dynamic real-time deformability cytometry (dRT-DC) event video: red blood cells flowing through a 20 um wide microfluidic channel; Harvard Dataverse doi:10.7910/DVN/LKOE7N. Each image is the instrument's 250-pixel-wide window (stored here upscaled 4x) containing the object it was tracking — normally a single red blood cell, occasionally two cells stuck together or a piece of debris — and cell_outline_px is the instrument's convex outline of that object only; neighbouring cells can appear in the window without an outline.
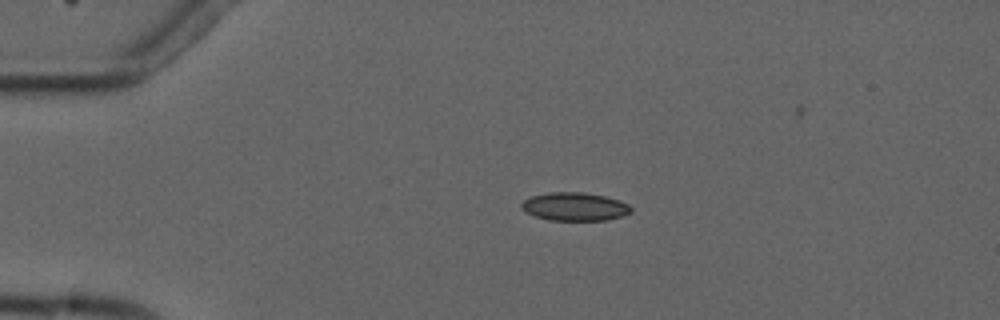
{"species": "common noctule bat (a hibernating species)", "species_latin": "Nyctalus noctula", "temperature_condition": "cold", "stored_images_in_passage": 5, "camera_frame_rate_fps": 3000, "um_per_image_px": 0.085, "animal": {"sex": "male", "forearm_length_mm": 52.5}, "frame": {"image": 1, "passage_image": 3, "time_ms": 2.333, "image_size_px": [1000, 320], "cell_outline_px": [[632, 212], [624, 216], [608, 220], [548, 220], [524, 212], [520, 208], [520, 204], [524, 200], [532, 196], [552, 192], [584, 192], [604, 196], [628, 204], [632, 208]], "centroid_in_image_um": [48.84, 17.57], "position_along_channel_um": 36.2, "area_um2": 18.09}}